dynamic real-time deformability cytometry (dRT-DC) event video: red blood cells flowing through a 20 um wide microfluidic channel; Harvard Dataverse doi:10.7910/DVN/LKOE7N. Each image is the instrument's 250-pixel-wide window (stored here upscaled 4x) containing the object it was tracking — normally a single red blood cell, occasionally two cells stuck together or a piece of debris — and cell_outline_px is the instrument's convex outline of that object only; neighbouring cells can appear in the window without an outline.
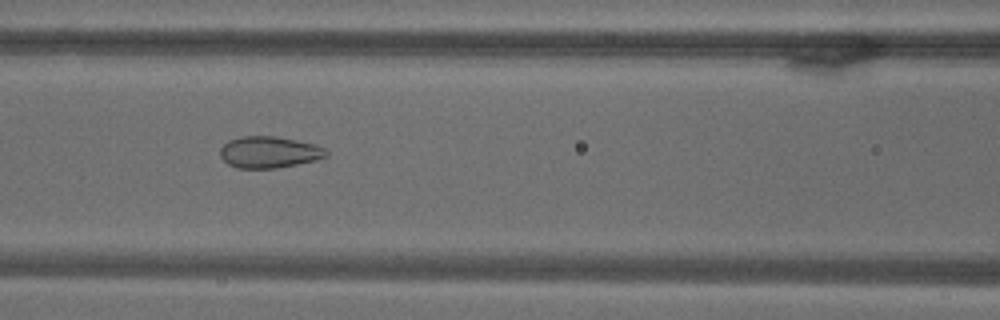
{"species": "common noctule bat (a hibernating species)", "species_latin": "Nyctalus noctula", "temperature_condition": "warm", "stored_images_in_passage": 70, "camera_frame_rate_fps": 3000, "um_per_image_px": 0.085, "animal": {"sex": "male", "body_mass_g": 18.8}, "frame": {"image": 1, "passage_image": 31, "time_ms": 10.0, "image_size_px": [1000, 320], "cell_outline_px": [[328, 156], [316, 160], [276, 168], [236, 168], [228, 164], [220, 156], [220, 148], [228, 140], [240, 136], [276, 136], [316, 144], [324, 148], [328, 152]], "centroid_in_image_um": [22.87, 12.93], "position_along_channel_um": 143.7, "area_um2": 19.59}}
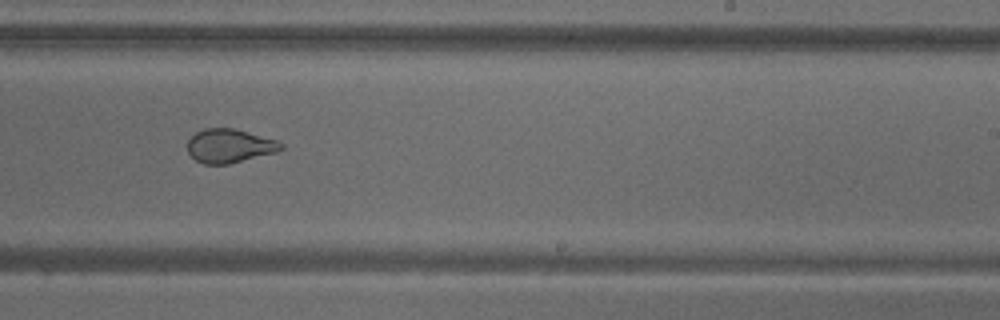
{"frame": {"image": 2, "passage_image": 44, "time_ms": 14.333, "image_size_px": [1000, 320], "cell_outline_px": [[284, 148], [276, 152], [228, 164], [204, 164], [196, 160], [188, 152], [188, 140], [196, 132], [204, 128], [236, 128], [276, 140], [284, 144]], "centroid_in_image_um": [19.52, 12.39], "position_along_channel_um": 269.5, "area_um2": 18.38}}
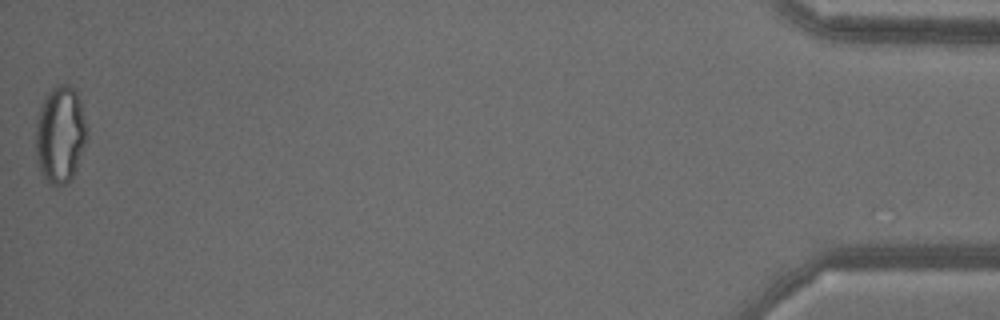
{"frame": {"image": 3, "passage_image": 70, "time_ms": 23.0, "image_size_px": [1000, 320], "cell_outline_px": [[88, 140], [72, 180], [68, 184], [56, 188], [52, 188], [48, 184], [40, 172], [36, 164], [36, 116], [40, 104], [44, 96], [52, 88], [60, 84], [68, 84], [76, 92], [80, 100], [88, 128]], "centroid_in_image_um": [5.12, 11.5], "position_along_channel_um": 430.1, "area_um2": 30.17}}